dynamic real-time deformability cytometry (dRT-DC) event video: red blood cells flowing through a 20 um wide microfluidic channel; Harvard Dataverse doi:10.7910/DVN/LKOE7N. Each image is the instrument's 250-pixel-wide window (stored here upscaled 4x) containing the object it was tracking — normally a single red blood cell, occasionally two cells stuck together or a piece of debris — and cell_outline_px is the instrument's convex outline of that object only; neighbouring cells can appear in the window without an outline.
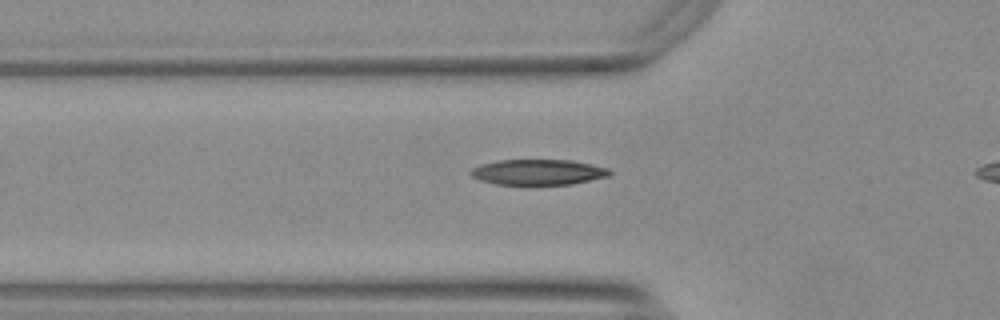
{"species": "Egyptian fruit bat (a non-hibernating species)", "species_latin": "Rousettus aegyptiacus", "temperature_condition": "warm", "stored_images_in_passage": 34, "camera_frame_rate_fps": 3000, "um_per_image_px": 0.085, "animal": {"sex": "female"}, "frame": {"image": 1, "passage_image": 5, "time_ms": 1.333, "image_size_px": [1000, 320], "cell_outline_px": [[612, 172], [608, 176], [572, 184], [496, 184], [480, 180], [472, 176], [468, 172], [472, 168], [480, 164], [496, 160], [572, 160], [592, 164], [608, 168]], "centroid_in_image_um": [45.72, 14.62], "position_along_channel_um": 80.1, "area_um2": 20.63}}
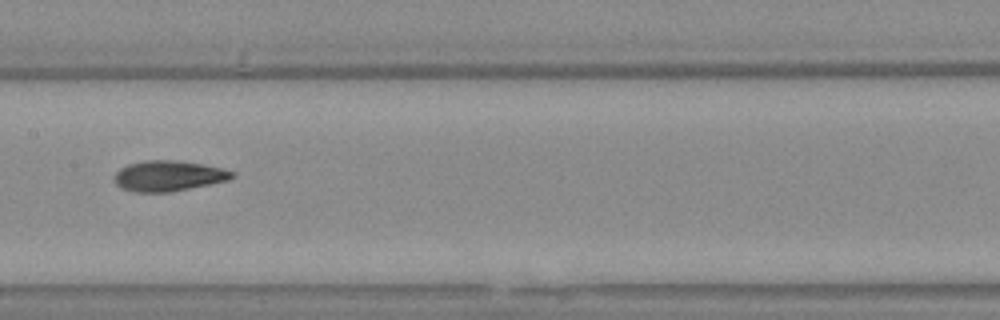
{"frame": {"image": 2, "passage_image": 14, "time_ms": 4.333, "image_size_px": [1000, 320], "cell_outline_px": [[236, 176], [228, 180], [172, 192], [132, 192], [116, 184], [112, 180], [116, 172], [120, 168], [128, 164], [144, 160], [176, 160], [224, 168], [236, 172]], "centroid_in_image_um": [14.32, 14.95], "position_along_channel_um": 193.1, "area_um2": 21.1}}
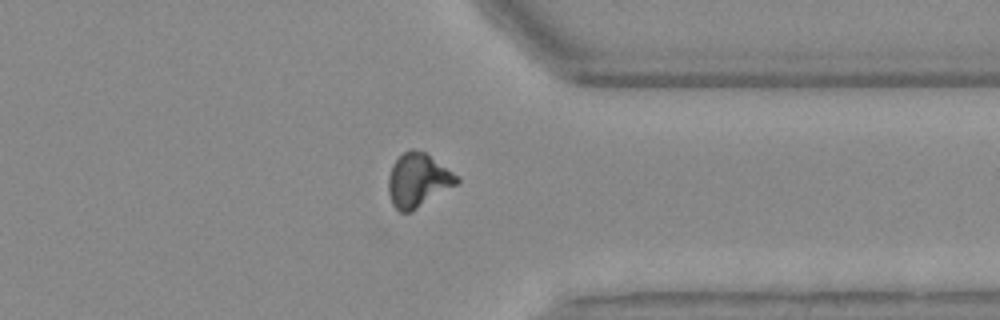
{"frame": {"image": 3, "passage_image": 29, "time_ms": 9.333, "image_size_px": [1000, 320], "cell_outline_px": [[460, 180], [456, 184], [412, 212], [400, 212], [392, 204], [388, 192], [388, 176], [392, 164], [404, 152], [412, 148], [424, 152], [460, 176]], "centroid_in_image_um": [35.52, 15.32], "position_along_channel_um": 375.9, "area_um2": 21.39}, "authors_computed_cell_mechanics": {"area_um2": 20.6346, "velocity_mm_per_s": 3.7573, "shape_relaxation_time_tau1_ms": 4.2396, "shape_relaxation_time_tau2_ms": 2.569, "deformation_change_tau1": 0.1722, "deformation_change_tau2": 0.0958}}